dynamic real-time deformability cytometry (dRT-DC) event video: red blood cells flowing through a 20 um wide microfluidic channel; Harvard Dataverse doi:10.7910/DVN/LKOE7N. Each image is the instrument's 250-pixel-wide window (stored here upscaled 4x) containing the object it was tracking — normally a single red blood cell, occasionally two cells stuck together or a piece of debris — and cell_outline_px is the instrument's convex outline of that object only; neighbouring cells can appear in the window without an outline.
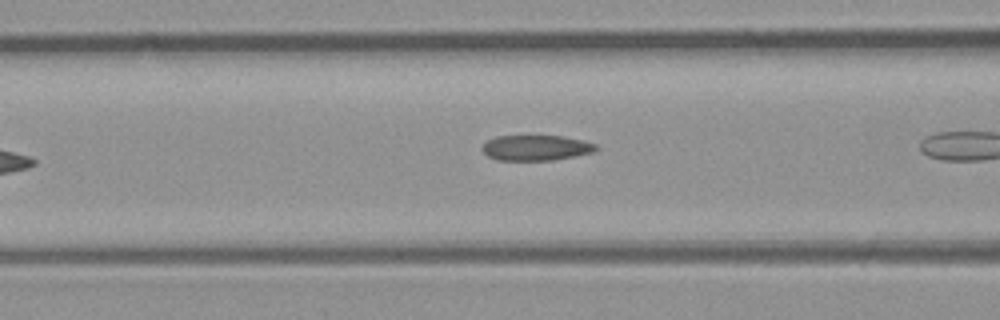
{"species": "common noctule bat (a hibernating species)", "species_latin": "Nyctalus noctula", "temperature_condition": "room temperature", "stored_images_in_passage": 9, "camera_frame_rate_fps": 3000, "um_per_image_px": 0.085, "animal": {"sex": "male", "body_mass_g": 23.1, "forearm_length_mm": 52.7}, "frame": {"image": 1, "passage_image": 6, "time_ms": 6.0, "image_size_px": [1000, 320], "cell_outline_px": [[600, 148], [592, 152], [552, 160], [500, 160], [488, 156], [480, 148], [488, 140], [496, 136], [564, 136], [584, 140], [596, 144]], "centroid_in_image_um": [45.57, 12.55], "position_along_channel_um": 121.0, "area_um2": 16.76}}